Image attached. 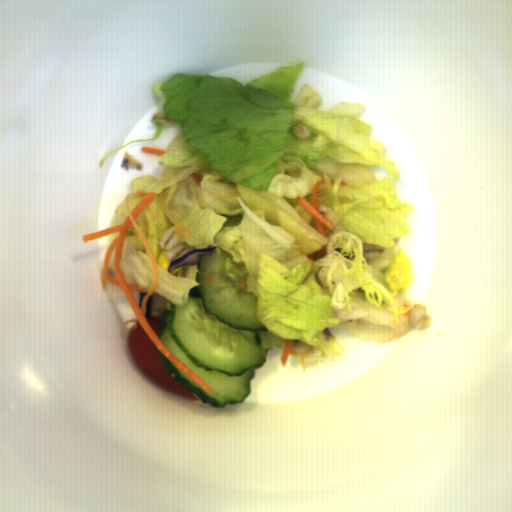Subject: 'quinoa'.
Wrapping results in <instances>:
<instances>
[{
	"mask_svg": "<svg viewBox=\"0 0 512 512\" xmlns=\"http://www.w3.org/2000/svg\"><path fill=\"white\" fill-rule=\"evenodd\" d=\"M409 320L417 329H426L432 326V317L427 314V308L422 303H414L410 310Z\"/></svg>",
	"mask_w": 512,
	"mask_h": 512,
	"instance_id": "quinoa-2",
	"label": "quinoa"
},
{
	"mask_svg": "<svg viewBox=\"0 0 512 512\" xmlns=\"http://www.w3.org/2000/svg\"><path fill=\"white\" fill-rule=\"evenodd\" d=\"M152 121L161 122L163 125L166 126H170L171 124H173L172 120H170L166 113L163 111L156 112L152 117Z\"/></svg>",
	"mask_w": 512,
	"mask_h": 512,
	"instance_id": "quinoa-5",
	"label": "quinoa"
},
{
	"mask_svg": "<svg viewBox=\"0 0 512 512\" xmlns=\"http://www.w3.org/2000/svg\"><path fill=\"white\" fill-rule=\"evenodd\" d=\"M175 234L176 232L172 227L166 229L158 244L162 249L167 250L166 258L169 260L178 259L186 253L191 252L190 248L179 243L181 239L180 235Z\"/></svg>",
	"mask_w": 512,
	"mask_h": 512,
	"instance_id": "quinoa-1",
	"label": "quinoa"
},
{
	"mask_svg": "<svg viewBox=\"0 0 512 512\" xmlns=\"http://www.w3.org/2000/svg\"><path fill=\"white\" fill-rule=\"evenodd\" d=\"M384 246H378L373 244H367L363 246V256L366 259H375L383 255L385 252Z\"/></svg>",
	"mask_w": 512,
	"mask_h": 512,
	"instance_id": "quinoa-3",
	"label": "quinoa"
},
{
	"mask_svg": "<svg viewBox=\"0 0 512 512\" xmlns=\"http://www.w3.org/2000/svg\"><path fill=\"white\" fill-rule=\"evenodd\" d=\"M292 131L296 135L297 138H309L310 136V129L302 124V123H293L292 125Z\"/></svg>",
	"mask_w": 512,
	"mask_h": 512,
	"instance_id": "quinoa-4",
	"label": "quinoa"
}]
</instances>
